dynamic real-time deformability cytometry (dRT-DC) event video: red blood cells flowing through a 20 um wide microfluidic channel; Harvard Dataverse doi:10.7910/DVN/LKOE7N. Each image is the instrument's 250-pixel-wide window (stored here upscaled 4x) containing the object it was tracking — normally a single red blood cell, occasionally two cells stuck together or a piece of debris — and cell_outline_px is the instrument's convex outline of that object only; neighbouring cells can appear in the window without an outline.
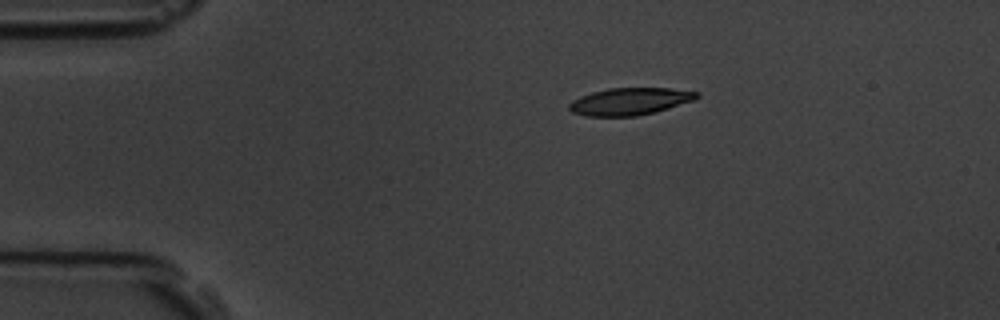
{"species": "common noctule bat (a hibernating species)", "species_latin": "Nyctalus noctula", "temperature_condition": "room temperature", "stored_images_in_passage": 4, "camera_frame_rate_fps": 3000, "um_per_image_px": 0.085, "animal": {"sex": "male", "body_mass_g": 19.5, "forearm_length_mm": 54.6}, "frame": {"image": 1, "passage_image": 1, "time_ms": 0.0, "image_size_px": [1000, 320], "cell_outline_px": [[700, 96], [696, 100], [668, 108], [636, 116], [584, 116], [572, 112], [568, 108], [568, 104], [572, 100], [580, 96], [592, 92], [608, 88], [668, 88], [700, 92]], "centroid_in_image_um": [53.53, 8.61], "position_along_channel_um": 31.5, "area_um2": 20.29}}
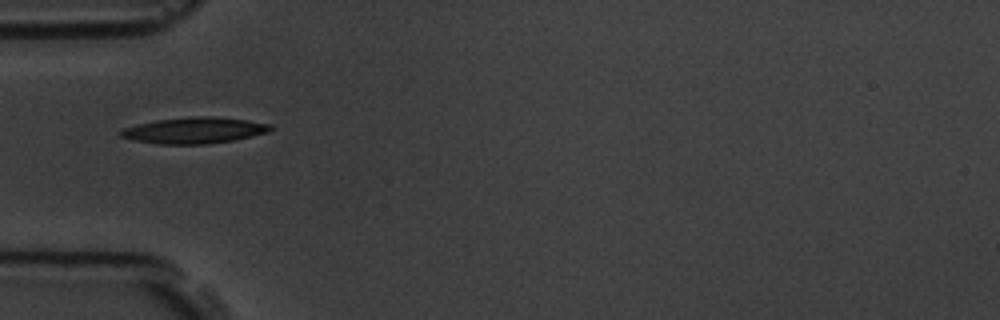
{"frame": {"image": 2, "passage_image": 3, "time_ms": 2.333, "image_size_px": [1000, 320], "cell_outline_px": [[276, 128], [268, 132], [252, 136], [232, 140], [208, 144], [156, 144], [136, 140], [120, 136], [120, 132], [124, 128], [156, 120], [192, 116], [212, 116], [248, 120], [272, 124]], "centroid_in_image_um": [16.59, 11.08], "position_along_channel_um": 68.4, "area_um2": 22.77}}
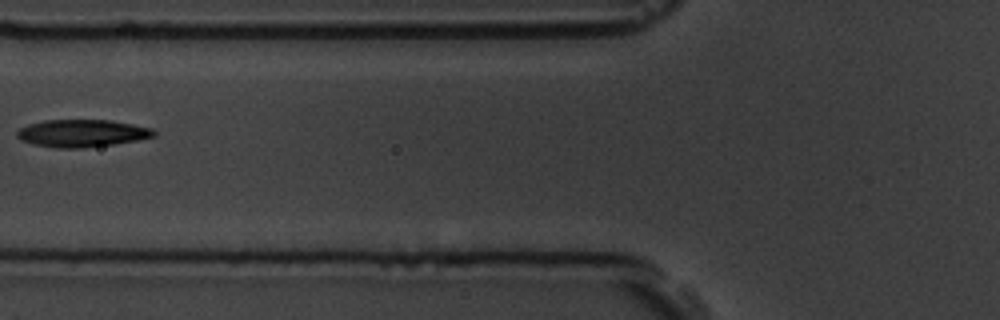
{"frame": {"image": 3, "passage_image": 4, "time_ms": 3.667, "image_size_px": [1000, 320], "cell_outline_px": [[156, 136], [136, 140], [112, 144], [80, 148], [56, 148], [32, 144], [20, 140], [16, 136], [16, 132], [20, 128], [28, 124], [44, 120], [112, 120], [152, 128], [156, 132]], "centroid_in_image_um": [6.94, 11.32], "position_along_channel_um": 118.9, "area_um2": 21.91}}